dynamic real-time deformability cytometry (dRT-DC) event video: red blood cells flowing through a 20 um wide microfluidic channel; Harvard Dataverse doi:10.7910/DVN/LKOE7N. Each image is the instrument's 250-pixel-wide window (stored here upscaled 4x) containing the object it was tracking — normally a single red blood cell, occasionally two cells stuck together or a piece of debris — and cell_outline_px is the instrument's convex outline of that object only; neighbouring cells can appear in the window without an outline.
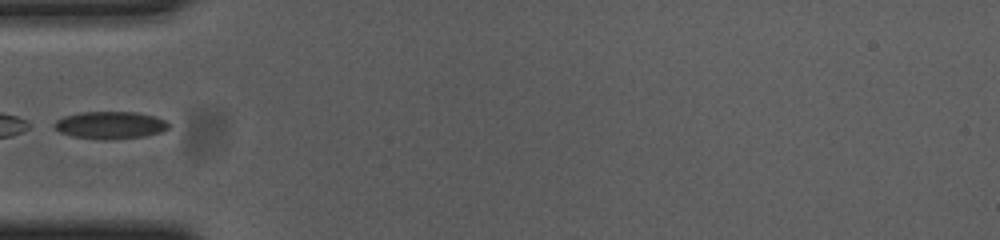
{"species": "common noctule bat (a hibernating species)", "species_latin": "Nyctalus noctula", "temperature_condition": "cold", "stored_images_in_passage": 35, "camera_frame_rate_fps": 3000, "um_per_image_px": 0.085, "animal": {"sex": "female", "body_mass_g": 23.0, "forearm_length_mm": 53.4}, "frame": {"image": 1, "passage_image": 1, "time_ms": 0.0, "image_size_px": [1000, 240], "cell_outline_px": [[172, 124], [164, 132], [144, 136], [108, 140], [104, 140], [72, 136], [60, 132], [52, 124], [56, 120], [64, 116], [80, 112], [136, 112], [156, 116], [168, 120]], "centroid_in_image_um": [9.43, 10.63], "position_along_channel_um": 75.6, "area_um2": 18.55}}
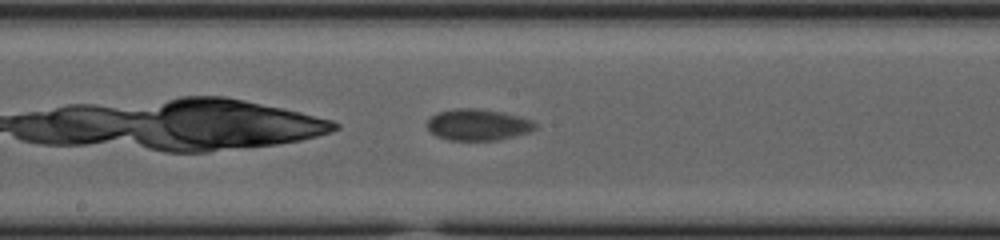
{"frame": {"image": 2, "passage_image": 12, "time_ms": 3.667, "image_size_px": [1000, 240], "cell_outline_px": [[536, 128], [528, 132], [500, 140], [448, 140], [436, 136], [428, 128], [428, 120], [436, 112], [456, 108], [476, 108], [504, 112], [532, 120], [536, 124]], "centroid_in_image_um": [40.62, 10.6], "position_along_channel_um": 207.6, "area_um2": 19.77}}
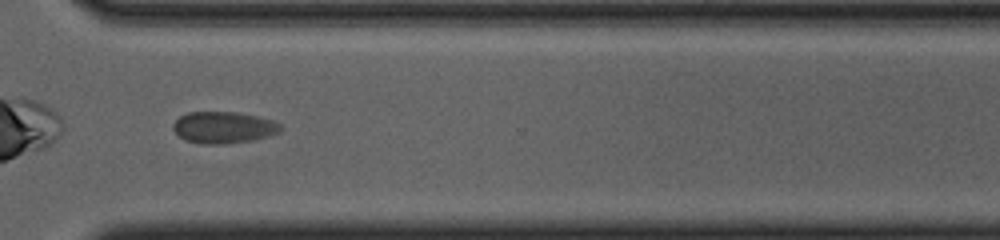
{"frame": {"image": 3, "passage_image": 24, "time_ms": 7.667, "image_size_px": [1000, 240], "cell_outline_px": [[284, 128], [280, 132], [268, 136], [252, 140], [224, 144], [200, 144], [184, 140], [172, 128], [172, 124], [180, 116], [188, 112], [236, 112], [256, 116], [272, 120], [280, 124]], "centroid_in_image_um": [19.0, 10.84], "position_along_channel_um": 351.6, "area_um2": 19.88}}